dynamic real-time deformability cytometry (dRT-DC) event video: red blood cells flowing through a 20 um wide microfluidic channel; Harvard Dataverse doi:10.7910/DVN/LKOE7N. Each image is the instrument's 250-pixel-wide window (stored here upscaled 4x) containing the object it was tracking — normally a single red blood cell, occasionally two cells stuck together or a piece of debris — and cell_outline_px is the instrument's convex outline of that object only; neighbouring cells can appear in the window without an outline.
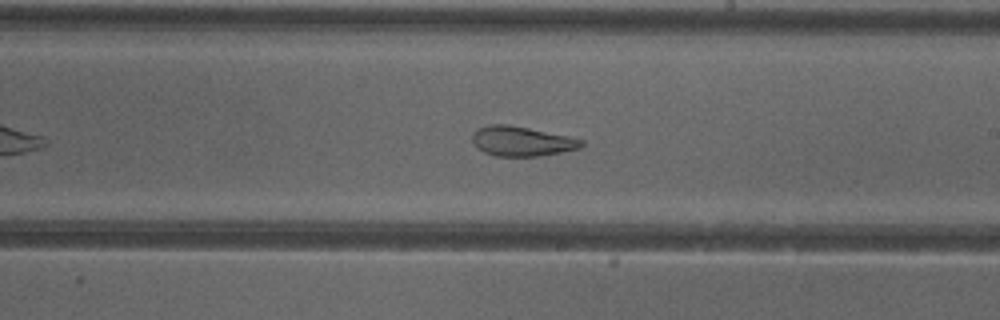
{"species": "common noctule bat (a hibernating species)", "species_latin": "Nyctalus noctula", "temperature_condition": "cold", "stored_images_in_passage": 37, "camera_frame_rate_fps": 3000, "um_per_image_px": 0.085, "animal": {"sex": "female"}, "frame": {"image": 1, "passage_image": 21, "time_ms": 6.667, "image_size_px": [1000, 320], "cell_outline_px": [[584, 144], [580, 148], [540, 156], [496, 156], [484, 152], [476, 148], [472, 144], [472, 136], [476, 128], [488, 124], [508, 124], [568, 136], [584, 140]], "centroid_in_image_um": [44.3, 12.0], "position_along_channel_um": 244.7, "area_um2": 19.02}, "authors_computed_cell_mechanics": {"area_um2": 21.1548, "velocity_mm_per_s": 3.9805, "shape_relaxation_time_tau1_ms": null, "shape_relaxation_time_tau2_ms": 1.7356, "deformation_change_tau1": null, "deformation_change_tau2": 0.0827}}